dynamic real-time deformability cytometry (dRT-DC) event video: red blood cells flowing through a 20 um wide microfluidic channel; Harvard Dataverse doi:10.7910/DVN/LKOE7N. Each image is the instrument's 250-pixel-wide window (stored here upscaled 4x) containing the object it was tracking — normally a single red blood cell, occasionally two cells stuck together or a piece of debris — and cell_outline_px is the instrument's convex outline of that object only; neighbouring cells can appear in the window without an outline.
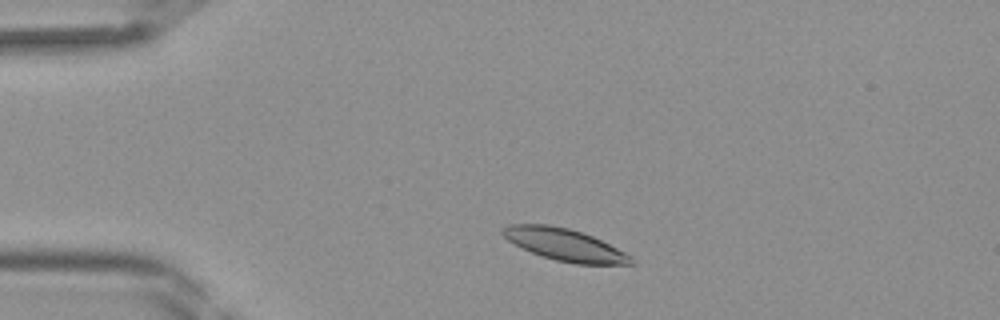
{"species": "Egyptian fruit bat (a non-hibernating species)", "species_latin": "Rousettus aegyptiacus", "temperature_condition": "room temperature", "stored_images_in_passage": 37, "camera_frame_rate_fps": 3000, "um_per_image_px": 0.085, "frame": {"image": 1, "passage_image": 4, "time_ms": 1.0, "image_size_px": [1000, 320], "cell_outline_px": [[636, 264], [576, 264], [556, 260], [532, 252], [508, 240], [500, 232], [500, 228], [508, 224], [548, 224], [568, 228], [592, 236], [632, 256], [636, 260]], "centroid_in_image_um": [48.0, 20.79], "position_along_channel_um": 37.0, "area_um2": 23.76}}
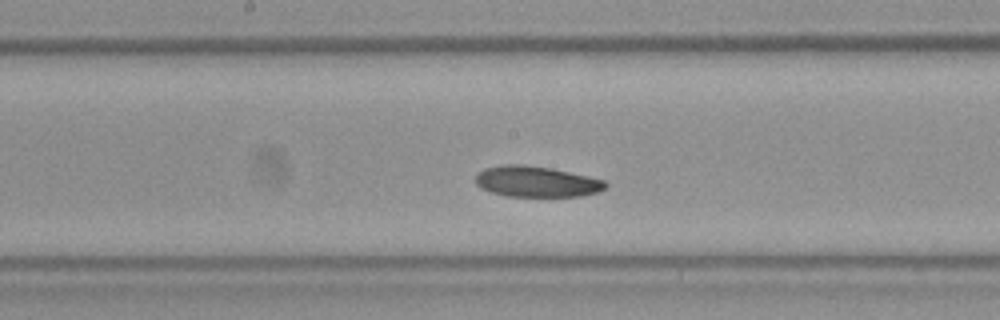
{"frame": {"image": 2, "passage_image": 17, "time_ms": 5.333, "image_size_px": [1000, 320], "cell_outline_px": [[608, 184], [604, 188], [596, 192], [580, 196], [508, 196], [492, 192], [480, 188], [476, 184], [476, 172], [484, 168], [500, 164], [524, 164], [552, 168], [588, 176], [604, 180]], "centroid_in_image_um": [45.55, 15.42], "position_along_channel_um": 202.7, "area_um2": 23.41}}
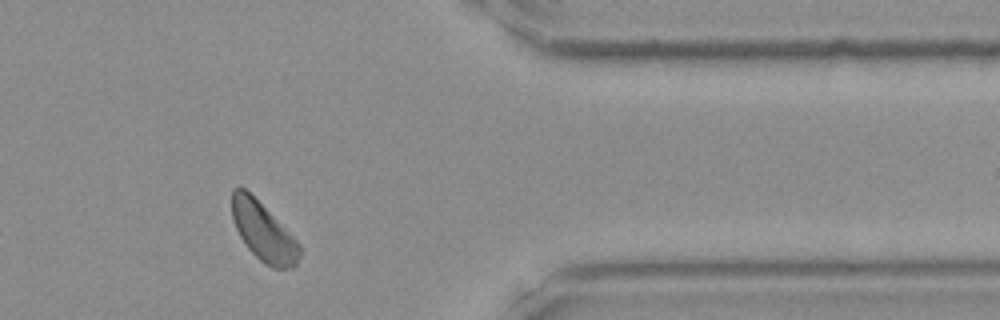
{"frame": {"image": 3, "passage_image": 30, "time_ms": 9.667, "image_size_px": [1000, 320], "cell_outline_px": [[300, 256], [296, 264], [292, 268], [272, 268], [264, 264], [248, 248], [240, 236], [236, 228], [232, 216], [232, 188], [244, 188], [300, 244]], "centroid_in_image_um": [22.38, 19.74], "position_along_channel_um": 389.0, "area_um2": 22.31}}